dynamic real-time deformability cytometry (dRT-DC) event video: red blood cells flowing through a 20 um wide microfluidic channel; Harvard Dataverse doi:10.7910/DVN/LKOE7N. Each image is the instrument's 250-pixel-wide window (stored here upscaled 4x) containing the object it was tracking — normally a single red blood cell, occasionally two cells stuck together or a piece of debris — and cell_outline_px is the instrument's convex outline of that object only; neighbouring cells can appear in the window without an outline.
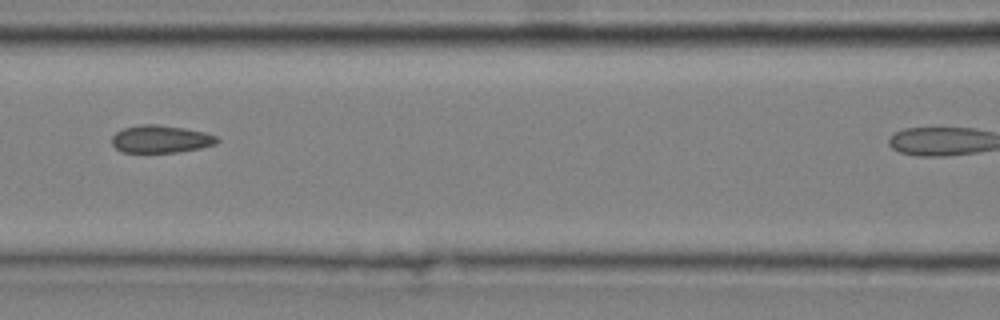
{"species": "common noctule bat (a hibernating species)", "species_latin": "Nyctalus noctula", "temperature_condition": "cold", "stored_images_in_passage": 6, "camera_frame_rate_fps": 3000, "um_per_image_px": 0.085, "animal": {"sex": "male", "body_mass_g": 20.4}, "frame": {"image": 1, "passage_image": 5, "time_ms": 1.333, "image_size_px": [1000, 320], "cell_outline_px": [[220, 140], [216, 144], [200, 148], [176, 152], [120, 152], [112, 144], [112, 136], [116, 132], [124, 128], [140, 124], [156, 124], [184, 128], [204, 132], [216, 136]], "centroid_in_image_um": [13.65, 11.82], "position_along_channel_um": 152.9, "area_um2": 16.88}}